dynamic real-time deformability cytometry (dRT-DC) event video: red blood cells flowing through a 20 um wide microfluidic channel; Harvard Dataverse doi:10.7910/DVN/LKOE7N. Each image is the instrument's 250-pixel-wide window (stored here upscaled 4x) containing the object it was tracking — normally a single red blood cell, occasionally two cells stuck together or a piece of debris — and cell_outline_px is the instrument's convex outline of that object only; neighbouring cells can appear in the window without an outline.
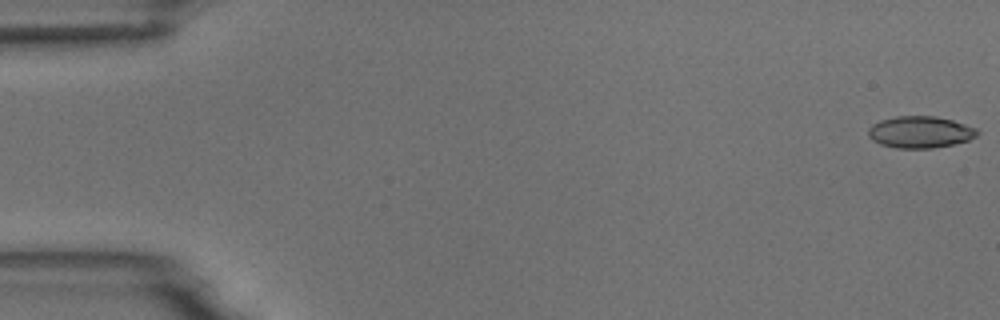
{"species": "common noctule bat (a hibernating species)", "species_latin": "Nyctalus noctula", "temperature_condition": "room temperature", "stored_images_in_passage": 3, "camera_frame_rate_fps": 3000, "um_per_image_px": 0.085, "animal": {"sex": "male", "body_mass_g": 18.8}, "frame": {"image": 1, "passage_image": 1, "time_ms": 0.0, "image_size_px": [1000, 320], "cell_outline_px": [[980, 132], [976, 136], [968, 140], [952, 144], [932, 148], [896, 148], [880, 144], [872, 140], [868, 136], [868, 128], [872, 124], [880, 120], [896, 116], [936, 116], [952, 120], [976, 128]], "centroid_in_image_um": [78.19, 11.22], "position_along_channel_um": 6.8, "area_um2": 20.17}}